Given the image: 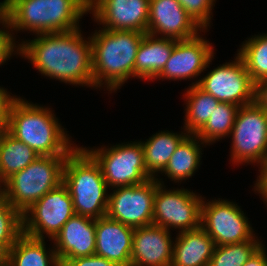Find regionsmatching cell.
I'll return each instance as SVG.
<instances>
[{
    "instance_id": "cell-1",
    "label": "cell",
    "mask_w": 267,
    "mask_h": 266,
    "mask_svg": "<svg viewBox=\"0 0 267 266\" xmlns=\"http://www.w3.org/2000/svg\"><path fill=\"white\" fill-rule=\"evenodd\" d=\"M19 42V57L28 60L42 76L60 83L93 88L90 34L82 29L36 34Z\"/></svg>"
},
{
    "instance_id": "cell-2",
    "label": "cell",
    "mask_w": 267,
    "mask_h": 266,
    "mask_svg": "<svg viewBox=\"0 0 267 266\" xmlns=\"http://www.w3.org/2000/svg\"><path fill=\"white\" fill-rule=\"evenodd\" d=\"M23 98L18 96L12 103L5 130L38 156H68L78 145L53 108Z\"/></svg>"
},
{
    "instance_id": "cell-3",
    "label": "cell",
    "mask_w": 267,
    "mask_h": 266,
    "mask_svg": "<svg viewBox=\"0 0 267 266\" xmlns=\"http://www.w3.org/2000/svg\"><path fill=\"white\" fill-rule=\"evenodd\" d=\"M98 28L90 34L93 88L117 93L134 78L136 54L146 33Z\"/></svg>"
},
{
    "instance_id": "cell-4",
    "label": "cell",
    "mask_w": 267,
    "mask_h": 266,
    "mask_svg": "<svg viewBox=\"0 0 267 266\" xmlns=\"http://www.w3.org/2000/svg\"><path fill=\"white\" fill-rule=\"evenodd\" d=\"M6 10L17 40L19 31L36 35L81 28L80 20L89 13V0H9Z\"/></svg>"
},
{
    "instance_id": "cell-5",
    "label": "cell",
    "mask_w": 267,
    "mask_h": 266,
    "mask_svg": "<svg viewBox=\"0 0 267 266\" xmlns=\"http://www.w3.org/2000/svg\"><path fill=\"white\" fill-rule=\"evenodd\" d=\"M63 183L73 200L76 215L98 219L106 216L109 188L100 165L81 146L66 158Z\"/></svg>"
},
{
    "instance_id": "cell-6",
    "label": "cell",
    "mask_w": 267,
    "mask_h": 266,
    "mask_svg": "<svg viewBox=\"0 0 267 266\" xmlns=\"http://www.w3.org/2000/svg\"><path fill=\"white\" fill-rule=\"evenodd\" d=\"M66 158L67 156H39L26 168L9 177L0 186V191L14 208L23 213L63 182Z\"/></svg>"
},
{
    "instance_id": "cell-7",
    "label": "cell",
    "mask_w": 267,
    "mask_h": 266,
    "mask_svg": "<svg viewBox=\"0 0 267 266\" xmlns=\"http://www.w3.org/2000/svg\"><path fill=\"white\" fill-rule=\"evenodd\" d=\"M82 147L100 165L109 189L142 184L152 179L146 170L143 147L138 140L110 144V147Z\"/></svg>"
},
{
    "instance_id": "cell-8",
    "label": "cell",
    "mask_w": 267,
    "mask_h": 266,
    "mask_svg": "<svg viewBox=\"0 0 267 266\" xmlns=\"http://www.w3.org/2000/svg\"><path fill=\"white\" fill-rule=\"evenodd\" d=\"M229 137L230 163L261 164L267 159V112L255 102L239 107Z\"/></svg>"
},
{
    "instance_id": "cell-9",
    "label": "cell",
    "mask_w": 267,
    "mask_h": 266,
    "mask_svg": "<svg viewBox=\"0 0 267 266\" xmlns=\"http://www.w3.org/2000/svg\"><path fill=\"white\" fill-rule=\"evenodd\" d=\"M153 206V225L164 227L176 233L194 230L200 227L201 204L204 196L186 189H168L160 175L156 178Z\"/></svg>"
},
{
    "instance_id": "cell-10",
    "label": "cell",
    "mask_w": 267,
    "mask_h": 266,
    "mask_svg": "<svg viewBox=\"0 0 267 266\" xmlns=\"http://www.w3.org/2000/svg\"><path fill=\"white\" fill-rule=\"evenodd\" d=\"M203 198L200 227L213 239L216 246L251 240L256 233L250 218L236 202L227 198Z\"/></svg>"
},
{
    "instance_id": "cell-11",
    "label": "cell",
    "mask_w": 267,
    "mask_h": 266,
    "mask_svg": "<svg viewBox=\"0 0 267 266\" xmlns=\"http://www.w3.org/2000/svg\"><path fill=\"white\" fill-rule=\"evenodd\" d=\"M74 215L73 200L62 182L22 213L23 233L52 241Z\"/></svg>"
},
{
    "instance_id": "cell-12",
    "label": "cell",
    "mask_w": 267,
    "mask_h": 266,
    "mask_svg": "<svg viewBox=\"0 0 267 266\" xmlns=\"http://www.w3.org/2000/svg\"><path fill=\"white\" fill-rule=\"evenodd\" d=\"M235 55L233 60L220 64L202 76L198 86L219 102L241 107L254 103L255 83L242 58L237 53Z\"/></svg>"
},
{
    "instance_id": "cell-13",
    "label": "cell",
    "mask_w": 267,
    "mask_h": 266,
    "mask_svg": "<svg viewBox=\"0 0 267 266\" xmlns=\"http://www.w3.org/2000/svg\"><path fill=\"white\" fill-rule=\"evenodd\" d=\"M158 184L157 179L152 178L142 184L112 188L108 195L106 216L133 228L152 225Z\"/></svg>"
},
{
    "instance_id": "cell-14",
    "label": "cell",
    "mask_w": 267,
    "mask_h": 266,
    "mask_svg": "<svg viewBox=\"0 0 267 266\" xmlns=\"http://www.w3.org/2000/svg\"><path fill=\"white\" fill-rule=\"evenodd\" d=\"M214 49L202 33L189 40L177 41L164 69L155 81L167 79L178 82L188 79L194 80L189 86L198 85L202 72L204 74V71H207L214 59Z\"/></svg>"
},
{
    "instance_id": "cell-15",
    "label": "cell",
    "mask_w": 267,
    "mask_h": 266,
    "mask_svg": "<svg viewBox=\"0 0 267 266\" xmlns=\"http://www.w3.org/2000/svg\"><path fill=\"white\" fill-rule=\"evenodd\" d=\"M89 14L105 30L147 33L149 0H89Z\"/></svg>"
},
{
    "instance_id": "cell-16",
    "label": "cell",
    "mask_w": 267,
    "mask_h": 266,
    "mask_svg": "<svg viewBox=\"0 0 267 266\" xmlns=\"http://www.w3.org/2000/svg\"><path fill=\"white\" fill-rule=\"evenodd\" d=\"M208 31L192 20L178 0H149L148 34L179 41Z\"/></svg>"
},
{
    "instance_id": "cell-17",
    "label": "cell",
    "mask_w": 267,
    "mask_h": 266,
    "mask_svg": "<svg viewBox=\"0 0 267 266\" xmlns=\"http://www.w3.org/2000/svg\"><path fill=\"white\" fill-rule=\"evenodd\" d=\"M164 227L134 228L130 266H170L174 237Z\"/></svg>"
},
{
    "instance_id": "cell-18",
    "label": "cell",
    "mask_w": 267,
    "mask_h": 266,
    "mask_svg": "<svg viewBox=\"0 0 267 266\" xmlns=\"http://www.w3.org/2000/svg\"><path fill=\"white\" fill-rule=\"evenodd\" d=\"M60 265L68 259L95 254V219L72 216L52 240Z\"/></svg>"
},
{
    "instance_id": "cell-19",
    "label": "cell",
    "mask_w": 267,
    "mask_h": 266,
    "mask_svg": "<svg viewBox=\"0 0 267 266\" xmlns=\"http://www.w3.org/2000/svg\"><path fill=\"white\" fill-rule=\"evenodd\" d=\"M133 233V227L107 216L95 219V254L119 266H130Z\"/></svg>"
},
{
    "instance_id": "cell-20",
    "label": "cell",
    "mask_w": 267,
    "mask_h": 266,
    "mask_svg": "<svg viewBox=\"0 0 267 266\" xmlns=\"http://www.w3.org/2000/svg\"><path fill=\"white\" fill-rule=\"evenodd\" d=\"M216 245L201 228L176 234L170 266H208Z\"/></svg>"
},
{
    "instance_id": "cell-21",
    "label": "cell",
    "mask_w": 267,
    "mask_h": 266,
    "mask_svg": "<svg viewBox=\"0 0 267 266\" xmlns=\"http://www.w3.org/2000/svg\"><path fill=\"white\" fill-rule=\"evenodd\" d=\"M178 40L146 33L134 64V78L153 81L162 72Z\"/></svg>"
},
{
    "instance_id": "cell-22",
    "label": "cell",
    "mask_w": 267,
    "mask_h": 266,
    "mask_svg": "<svg viewBox=\"0 0 267 266\" xmlns=\"http://www.w3.org/2000/svg\"><path fill=\"white\" fill-rule=\"evenodd\" d=\"M196 135L188 134L177 146L165 167L162 176L174 183H183L192 178L201 167L202 149L207 147ZM185 180V181H184Z\"/></svg>"
},
{
    "instance_id": "cell-23",
    "label": "cell",
    "mask_w": 267,
    "mask_h": 266,
    "mask_svg": "<svg viewBox=\"0 0 267 266\" xmlns=\"http://www.w3.org/2000/svg\"><path fill=\"white\" fill-rule=\"evenodd\" d=\"M181 130L179 133L172 130L158 131L146 141L139 140L143 147L146 170L152 178L161 175L177 146L188 135L182 126Z\"/></svg>"
},
{
    "instance_id": "cell-24",
    "label": "cell",
    "mask_w": 267,
    "mask_h": 266,
    "mask_svg": "<svg viewBox=\"0 0 267 266\" xmlns=\"http://www.w3.org/2000/svg\"><path fill=\"white\" fill-rule=\"evenodd\" d=\"M45 239L22 234L8 251L2 266H61L54 246L47 248Z\"/></svg>"
},
{
    "instance_id": "cell-25",
    "label": "cell",
    "mask_w": 267,
    "mask_h": 266,
    "mask_svg": "<svg viewBox=\"0 0 267 266\" xmlns=\"http://www.w3.org/2000/svg\"><path fill=\"white\" fill-rule=\"evenodd\" d=\"M182 95L186 106L183 128L188 134L195 135L206 124L219 101L198 85L188 86Z\"/></svg>"
},
{
    "instance_id": "cell-26",
    "label": "cell",
    "mask_w": 267,
    "mask_h": 266,
    "mask_svg": "<svg viewBox=\"0 0 267 266\" xmlns=\"http://www.w3.org/2000/svg\"><path fill=\"white\" fill-rule=\"evenodd\" d=\"M38 157L31 147L15 139L4 129L0 137V186Z\"/></svg>"
},
{
    "instance_id": "cell-27",
    "label": "cell",
    "mask_w": 267,
    "mask_h": 266,
    "mask_svg": "<svg viewBox=\"0 0 267 266\" xmlns=\"http://www.w3.org/2000/svg\"><path fill=\"white\" fill-rule=\"evenodd\" d=\"M246 39L239 45L241 47L237 49V54L256 84L267 79V32H258Z\"/></svg>"
},
{
    "instance_id": "cell-28",
    "label": "cell",
    "mask_w": 267,
    "mask_h": 266,
    "mask_svg": "<svg viewBox=\"0 0 267 266\" xmlns=\"http://www.w3.org/2000/svg\"><path fill=\"white\" fill-rule=\"evenodd\" d=\"M238 109L235 104L219 102L206 124L195 135L207 146L229 138Z\"/></svg>"
},
{
    "instance_id": "cell-29",
    "label": "cell",
    "mask_w": 267,
    "mask_h": 266,
    "mask_svg": "<svg viewBox=\"0 0 267 266\" xmlns=\"http://www.w3.org/2000/svg\"><path fill=\"white\" fill-rule=\"evenodd\" d=\"M22 234V213L0 191V264Z\"/></svg>"
},
{
    "instance_id": "cell-30",
    "label": "cell",
    "mask_w": 267,
    "mask_h": 266,
    "mask_svg": "<svg viewBox=\"0 0 267 266\" xmlns=\"http://www.w3.org/2000/svg\"><path fill=\"white\" fill-rule=\"evenodd\" d=\"M258 236L241 243L216 246L208 266H243L263 245L264 240Z\"/></svg>"
},
{
    "instance_id": "cell-31",
    "label": "cell",
    "mask_w": 267,
    "mask_h": 266,
    "mask_svg": "<svg viewBox=\"0 0 267 266\" xmlns=\"http://www.w3.org/2000/svg\"><path fill=\"white\" fill-rule=\"evenodd\" d=\"M183 9L202 29L209 30L213 18V8L217 0H178ZM209 28V29H208Z\"/></svg>"
},
{
    "instance_id": "cell-32",
    "label": "cell",
    "mask_w": 267,
    "mask_h": 266,
    "mask_svg": "<svg viewBox=\"0 0 267 266\" xmlns=\"http://www.w3.org/2000/svg\"><path fill=\"white\" fill-rule=\"evenodd\" d=\"M0 27V66H3L13 55L19 56V42L13 37L7 14L0 20Z\"/></svg>"
},
{
    "instance_id": "cell-33",
    "label": "cell",
    "mask_w": 267,
    "mask_h": 266,
    "mask_svg": "<svg viewBox=\"0 0 267 266\" xmlns=\"http://www.w3.org/2000/svg\"><path fill=\"white\" fill-rule=\"evenodd\" d=\"M61 266H119L117 263L107 260L96 254L77 257L74 259L66 260Z\"/></svg>"
},
{
    "instance_id": "cell-34",
    "label": "cell",
    "mask_w": 267,
    "mask_h": 266,
    "mask_svg": "<svg viewBox=\"0 0 267 266\" xmlns=\"http://www.w3.org/2000/svg\"><path fill=\"white\" fill-rule=\"evenodd\" d=\"M17 97V95L7 91L5 87L0 86V127L5 128L10 107Z\"/></svg>"
},
{
    "instance_id": "cell-35",
    "label": "cell",
    "mask_w": 267,
    "mask_h": 266,
    "mask_svg": "<svg viewBox=\"0 0 267 266\" xmlns=\"http://www.w3.org/2000/svg\"><path fill=\"white\" fill-rule=\"evenodd\" d=\"M257 167L259 168L258 171L260 174L258 173L257 175L252 191L261 196L260 199H262L266 204L265 206H267V159L257 165Z\"/></svg>"
},
{
    "instance_id": "cell-36",
    "label": "cell",
    "mask_w": 267,
    "mask_h": 266,
    "mask_svg": "<svg viewBox=\"0 0 267 266\" xmlns=\"http://www.w3.org/2000/svg\"><path fill=\"white\" fill-rule=\"evenodd\" d=\"M254 102L267 112V79L255 84Z\"/></svg>"
},
{
    "instance_id": "cell-37",
    "label": "cell",
    "mask_w": 267,
    "mask_h": 266,
    "mask_svg": "<svg viewBox=\"0 0 267 266\" xmlns=\"http://www.w3.org/2000/svg\"><path fill=\"white\" fill-rule=\"evenodd\" d=\"M263 244L243 266H267V248Z\"/></svg>"
},
{
    "instance_id": "cell-38",
    "label": "cell",
    "mask_w": 267,
    "mask_h": 266,
    "mask_svg": "<svg viewBox=\"0 0 267 266\" xmlns=\"http://www.w3.org/2000/svg\"><path fill=\"white\" fill-rule=\"evenodd\" d=\"M5 1L0 2V20L7 14Z\"/></svg>"
},
{
    "instance_id": "cell-39",
    "label": "cell",
    "mask_w": 267,
    "mask_h": 266,
    "mask_svg": "<svg viewBox=\"0 0 267 266\" xmlns=\"http://www.w3.org/2000/svg\"><path fill=\"white\" fill-rule=\"evenodd\" d=\"M3 1H5V6L7 7L9 0H3Z\"/></svg>"
},
{
    "instance_id": "cell-40",
    "label": "cell",
    "mask_w": 267,
    "mask_h": 266,
    "mask_svg": "<svg viewBox=\"0 0 267 266\" xmlns=\"http://www.w3.org/2000/svg\"><path fill=\"white\" fill-rule=\"evenodd\" d=\"M4 129H5V128L0 127V137H1V133H2V131H3Z\"/></svg>"
}]
</instances>
